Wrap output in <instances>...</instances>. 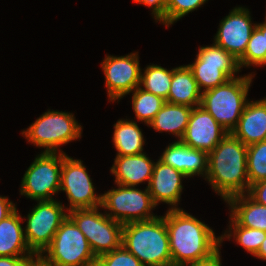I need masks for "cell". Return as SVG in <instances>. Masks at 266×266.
I'll use <instances>...</instances> for the list:
<instances>
[{
	"instance_id": "7a4b0ae2",
	"label": "cell",
	"mask_w": 266,
	"mask_h": 266,
	"mask_svg": "<svg viewBox=\"0 0 266 266\" xmlns=\"http://www.w3.org/2000/svg\"><path fill=\"white\" fill-rule=\"evenodd\" d=\"M204 179L225 202L234 196L248 193L247 146L228 133L208 153V171Z\"/></svg>"
},
{
	"instance_id": "83f0119b",
	"label": "cell",
	"mask_w": 266,
	"mask_h": 266,
	"mask_svg": "<svg viewBox=\"0 0 266 266\" xmlns=\"http://www.w3.org/2000/svg\"><path fill=\"white\" fill-rule=\"evenodd\" d=\"M249 185L266 180V140L247 146Z\"/></svg>"
},
{
	"instance_id": "484cf974",
	"label": "cell",
	"mask_w": 266,
	"mask_h": 266,
	"mask_svg": "<svg viewBox=\"0 0 266 266\" xmlns=\"http://www.w3.org/2000/svg\"><path fill=\"white\" fill-rule=\"evenodd\" d=\"M230 219L229 223L231 225L228 226L229 230H226L225 233L221 235V242H223L225 238L230 241L233 236L237 244L241 245L249 254L255 256L266 237V231L246 228L240 226L231 216Z\"/></svg>"
},
{
	"instance_id": "277c9868",
	"label": "cell",
	"mask_w": 266,
	"mask_h": 266,
	"mask_svg": "<svg viewBox=\"0 0 266 266\" xmlns=\"http://www.w3.org/2000/svg\"><path fill=\"white\" fill-rule=\"evenodd\" d=\"M254 75L251 73L231 78L222 85L202 92L200 106L228 133L237 126L248 102V91Z\"/></svg>"
},
{
	"instance_id": "e575fe53",
	"label": "cell",
	"mask_w": 266,
	"mask_h": 266,
	"mask_svg": "<svg viewBox=\"0 0 266 266\" xmlns=\"http://www.w3.org/2000/svg\"><path fill=\"white\" fill-rule=\"evenodd\" d=\"M16 209V205L7 196L0 195V221L9 216Z\"/></svg>"
},
{
	"instance_id": "9c48e42d",
	"label": "cell",
	"mask_w": 266,
	"mask_h": 266,
	"mask_svg": "<svg viewBox=\"0 0 266 266\" xmlns=\"http://www.w3.org/2000/svg\"><path fill=\"white\" fill-rule=\"evenodd\" d=\"M196 56L195 62L188 64V67L201 92L226 83L241 71L238 59L215 43L199 47Z\"/></svg>"
},
{
	"instance_id": "f546056e",
	"label": "cell",
	"mask_w": 266,
	"mask_h": 266,
	"mask_svg": "<svg viewBox=\"0 0 266 266\" xmlns=\"http://www.w3.org/2000/svg\"><path fill=\"white\" fill-rule=\"evenodd\" d=\"M95 266H144L123 245L111 252L100 255Z\"/></svg>"
},
{
	"instance_id": "7c38bea8",
	"label": "cell",
	"mask_w": 266,
	"mask_h": 266,
	"mask_svg": "<svg viewBox=\"0 0 266 266\" xmlns=\"http://www.w3.org/2000/svg\"><path fill=\"white\" fill-rule=\"evenodd\" d=\"M83 161L62 153L60 191L69 201L67 211L101 206L102 195L95 194L93 182Z\"/></svg>"
},
{
	"instance_id": "8fae6325",
	"label": "cell",
	"mask_w": 266,
	"mask_h": 266,
	"mask_svg": "<svg viewBox=\"0 0 266 266\" xmlns=\"http://www.w3.org/2000/svg\"><path fill=\"white\" fill-rule=\"evenodd\" d=\"M62 153L42 152L23 175L20 194L32 200H53L60 191Z\"/></svg>"
},
{
	"instance_id": "3957f363",
	"label": "cell",
	"mask_w": 266,
	"mask_h": 266,
	"mask_svg": "<svg viewBox=\"0 0 266 266\" xmlns=\"http://www.w3.org/2000/svg\"><path fill=\"white\" fill-rule=\"evenodd\" d=\"M122 245L144 266H172L165 216L123 224Z\"/></svg>"
},
{
	"instance_id": "f35d334b",
	"label": "cell",
	"mask_w": 266,
	"mask_h": 266,
	"mask_svg": "<svg viewBox=\"0 0 266 266\" xmlns=\"http://www.w3.org/2000/svg\"><path fill=\"white\" fill-rule=\"evenodd\" d=\"M33 266H43L39 261H37Z\"/></svg>"
},
{
	"instance_id": "2e32d148",
	"label": "cell",
	"mask_w": 266,
	"mask_h": 266,
	"mask_svg": "<svg viewBox=\"0 0 266 266\" xmlns=\"http://www.w3.org/2000/svg\"><path fill=\"white\" fill-rule=\"evenodd\" d=\"M188 178L172 166L160 159L154 164L153 173L148 186L153 203L160 202L171 205L170 209H178L183 190L182 179Z\"/></svg>"
},
{
	"instance_id": "4316f807",
	"label": "cell",
	"mask_w": 266,
	"mask_h": 266,
	"mask_svg": "<svg viewBox=\"0 0 266 266\" xmlns=\"http://www.w3.org/2000/svg\"><path fill=\"white\" fill-rule=\"evenodd\" d=\"M132 93V106L135 116L137 120L148 125L166 103V100L139 86Z\"/></svg>"
},
{
	"instance_id": "e0dca14e",
	"label": "cell",
	"mask_w": 266,
	"mask_h": 266,
	"mask_svg": "<svg viewBox=\"0 0 266 266\" xmlns=\"http://www.w3.org/2000/svg\"><path fill=\"white\" fill-rule=\"evenodd\" d=\"M159 159L188 178L195 175L206 177L208 171V153L189 148L178 140L169 143Z\"/></svg>"
},
{
	"instance_id": "44dd1931",
	"label": "cell",
	"mask_w": 266,
	"mask_h": 266,
	"mask_svg": "<svg viewBox=\"0 0 266 266\" xmlns=\"http://www.w3.org/2000/svg\"><path fill=\"white\" fill-rule=\"evenodd\" d=\"M201 96L202 92L188 65L173 68V77L166 102L194 108L200 106Z\"/></svg>"
},
{
	"instance_id": "cb8c5ba5",
	"label": "cell",
	"mask_w": 266,
	"mask_h": 266,
	"mask_svg": "<svg viewBox=\"0 0 266 266\" xmlns=\"http://www.w3.org/2000/svg\"><path fill=\"white\" fill-rule=\"evenodd\" d=\"M113 145L116 155H136L143 152L145 139L136 121L118 120L114 124Z\"/></svg>"
},
{
	"instance_id": "6da1fadb",
	"label": "cell",
	"mask_w": 266,
	"mask_h": 266,
	"mask_svg": "<svg viewBox=\"0 0 266 266\" xmlns=\"http://www.w3.org/2000/svg\"><path fill=\"white\" fill-rule=\"evenodd\" d=\"M165 223L172 266L208 259L220 249L221 236L216 237L213 229L180 207L166 211Z\"/></svg>"
},
{
	"instance_id": "ac0fdd59",
	"label": "cell",
	"mask_w": 266,
	"mask_h": 266,
	"mask_svg": "<svg viewBox=\"0 0 266 266\" xmlns=\"http://www.w3.org/2000/svg\"><path fill=\"white\" fill-rule=\"evenodd\" d=\"M154 164L155 162L145 152L127 156L116 155L110 171L115 175L116 184L137 187L142 182L148 181L149 186Z\"/></svg>"
},
{
	"instance_id": "8992f818",
	"label": "cell",
	"mask_w": 266,
	"mask_h": 266,
	"mask_svg": "<svg viewBox=\"0 0 266 266\" xmlns=\"http://www.w3.org/2000/svg\"><path fill=\"white\" fill-rule=\"evenodd\" d=\"M22 135L34 146L44 148L43 152L65 153L60 146L81 138L82 126L73 113L48 110L23 130Z\"/></svg>"
},
{
	"instance_id": "603a6c76",
	"label": "cell",
	"mask_w": 266,
	"mask_h": 266,
	"mask_svg": "<svg viewBox=\"0 0 266 266\" xmlns=\"http://www.w3.org/2000/svg\"><path fill=\"white\" fill-rule=\"evenodd\" d=\"M192 107L166 102L148 124L155 131L170 132L180 141L186 131Z\"/></svg>"
},
{
	"instance_id": "d6986e66",
	"label": "cell",
	"mask_w": 266,
	"mask_h": 266,
	"mask_svg": "<svg viewBox=\"0 0 266 266\" xmlns=\"http://www.w3.org/2000/svg\"><path fill=\"white\" fill-rule=\"evenodd\" d=\"M246 146L266 140V97L249 101L231 132Z\"/></svg>"
},
{
	"instance_id": "d4e9b609",
	"label": "cell",
	"mask_w": 266,
	"mask_h": 266,
	"mask_svg": "<svg viewBox=\"0 0 266 266\" xmlns=\"http://www.w3.org/2000/svg\"><path fill=\"white\" fill-rule=\"evenodd\" d=\"M173 69L167 70L159 65H148L141 73L139 87L167 100Z\"/></svg>"
},
{
	"instance_id": "1f68e13d",
	"label": "cell",
	"mask_w": 266,
	"mask_h": 266,
	"mask_svg": "<svg viewBox=\"0 0 266 266\" xmlns=\"http://www.w3.org/2000/svg\"><path fill=\"white\" fill-rule=\"evenodd\" d=\"M135 3H139L152 8L153 18L158 22H162L166 25V9L168 0H133Z\"/></svg>"
},
{
	"instance_id": "30bf717a",
	"label": "cell",
	"mask_w": 266,
	"mask_h": 266,
	"mask_svg": "<svg viewBox=\"0 0 266 266\" xmlns=\"http://www.w3.org/2000/svg\"><path fill=\"white\" fill-rule=\"evenodd\" d=\"M62 203L56 200L37 201L28 213L24 236L30 251L39 258L50 246L56 231L68 217Z\"/></svg>"
},
{
	"instance_id": "74e56055",
	"label": "cell",
	"mask_w": 266,
	"mask_h": 266,
	"mask_svg": "<svg viewBox=\"0 0 266 266\" xmlns=\"http://www.w3.org/2000/svg\"><path fill=\"white\" fill-rule=\"evenodd\" d=\"M256 27L263 33L264 50H266V18L263 23H259Z\"/></svg>"
},
{
	"instance_id": "d590c367",
	"label": "cell",
	"mask_w": 266,
	"mask_h": 266,
	"mask_svg": "<svg viewBox=\"0 0 266 266\" xmlns=\"http://www.w3.org/2000/svg\"><path fill=\"white\" fill-rule=\"evenodd\" d=\"M220 250L216 252L214 255H212L210 258L197 261L193 263L184 264L181 266H221V256H220Z\"/></svg>"
},
{
	"instance_id": "d6a6232c",
	"label": "cell",
	"mask_w": 266,
	"mask_h": 266,
	"mask_svg": "<svg viewBox=\"0 0 266 266\" xmlns=\"http://www.w3.org/2000/svg\"><path fill=\"white\" fill-rule=\"evenodd\" d=\"M37 261L36 256H0V266H33Z\"/></svg>"
},
{
	"instance_id": "ffe728a7",
	"label": "cell",
	"mask_w": 266,
	"mask_h": 266,
	"mask_svg": "<svg viewBox=\"0 0 266 266\" xmlns=\"http://www.w3.org/2000/svg\"><path fill=\"white\" fill-rule=\"evenodd\" d=\"M21 222L17 208L0 221V256H35L28 248Z\"/></svg>"
},
{
	"instance_id": "52a82bcc",
	"label": "cell",
	"mask_w": 266,
	"mask_h": 266,
	"mask_svg": "<svg viewBox=\"0 0 266 266\" xmlns=\"http://www.w3.org/2000/svg\"><path fill=\"white\" fill-rule=\"evenodd\" d=\"M100 207L68 211L96 257L121 247L123 238V224L99 212Z\"/></svg>"
},
{
	"instance_id": "4dcf8cb0",
	"label": "cell",
	"mask_w": 266,
	"mask_h": 266,
	"mask_svg": "<svg viewBox=\"0 0 266 266\" xmlns=\"http://www.w3.org/2000/svg\"><path fill=\"white\" fill-rule=\"evenodd\" d=\"M208 0H168L166 9V26L177 22L188 13L197 10Z\"/></svg>"
},
{
	"instance_id": "5b68a950",
	"label": "cell",
	"mask_w": 266,
	"mask_h": 266,
	"mask_svg": "<svg viewBox=\"0 0 266 266\" xmlns=\"http://www.w3.org/2000/svg\"><path fill=\"white\" fill-rule=\"evenodd\" d=\"M96 259L85 235L68 216L38 261L43 266H95Z\"/></svg>"
},
{
	"instance_id": "ba28073f",
	"label": "cell",
	"mask_w": 266,
	"mask_h": 266,
	"mask_svg": "<svg viewBox=\"0 0 266 266\" xmlns=\"http://www.w3.org/2000/svg\"><path fill=\"white\" fill-rule=\"evenodd\" d=\"M118 188L102 194L101 208L113 220L126 224L146 221L157 217L151 210L155 209L148 186L143 190L116 184Z\"/></svg>"
},
{
	"instance_id": "5bb4252c",
	"label": "cell",
	"mask_w": 266,
	"mask_h": 266,
	"mask_svg": "<svg viewBox=\"0 0 266 266\" xmlns=\"http://www.w3.org/2000/svg\"><path fill=\"white\" fill-rule=\"evenodd\" d=\"M251 19L249 9L240 6L233 8L220 21L214 43L239 59L245 53L248 41L257 25L253 24Z\"/></svg>"
},
{
	"instance_id": "f1b7e54d",
	"label": "cell",
	"mask_w": 266,
	"mask_h": 266,
	"mask_svg": "<svg viewBox=\"0 0 266 266\" xmlns=\"http://www.w3.org/2000/svg\"><path fill=\"white\" fill-rule=\"evenodd\" d=\"M241 67L265 66L266 50H264L263 33L256 27L248 41L245 53L238 59Z\"/></svg>"
},
{
	"instance_id": "8d00e7d4",
	"label": "cell",
	"mask_w": 266,
	"mask_h": 266,
	"mask_svg": "<svg viewBox=\"0 0 266 266\" xmlns=\"http://www.w3.org/2000/svg\"><path fill=\"white\" fill-rule=\"evenodd\" d=\"M254 257L266 261V237L263 240L260 249L258 250L257 254Z\"/></svg>"
},
{
	"instance_id": "836d02e7",
	"label": "cell",
	"mask_w": 266,
	"mask_h": 266,
	"mask_svg": "<svg viewBox=\"0 0 266 266\" xmlns=\"http://www.w3.org/2000/svg\"><path fill=\"white\" fill-rule=\"evenodd\" d=\"M247 194L257 203L266 206V180L250 185Z\"/></svg>"
},
{
	"instance_id": "7402d4cb",
	"label": "cell",
	"mask_w": 266,
	"mask_h": 266,
	"mask_svg": "<svg viewBox=\"0 0 266 266\" xmlns=\"http://www.w3.org/2000/svg\"><path fill=\"white\" fill-rule=\"evenodd\" d=\"M230 216L240 225L266 231V206L254 201L247 193L230 198L227 202Z\"/></svg>"
},
{
	"instance_id": "4fadbf2b",
	"label": "cell",
	"mask_w": 266,
	"mask_h": 266,
	"mask_svg": "<svg viewBox=\"0 0 266 266\" xmlns=\"http://www.w3.org/2000/svg\"><path fill=\"white\" fill-rule=\"evenodd\" d=\"M137 52L126 56L106 55L101 67L110 101L122 99L140 85L141 67Z\"/></svg>"
},
{
	"instance_id": "9a60e30c",
	"label": "cell",
	"mask_w": 266,
	"mask_h": 266,
	"mask_svg": "<svg viewBox=\"0 0 266 266\" xmlns=\"http://www.w3.org/2000/svg\"><path fill=\"white\" fill-rule=\"evenodd\" d=\"M228 132L203 107L192 108L189 122L180 140L192 149L212 151Z\"/></svg>"
}]
</instances>
